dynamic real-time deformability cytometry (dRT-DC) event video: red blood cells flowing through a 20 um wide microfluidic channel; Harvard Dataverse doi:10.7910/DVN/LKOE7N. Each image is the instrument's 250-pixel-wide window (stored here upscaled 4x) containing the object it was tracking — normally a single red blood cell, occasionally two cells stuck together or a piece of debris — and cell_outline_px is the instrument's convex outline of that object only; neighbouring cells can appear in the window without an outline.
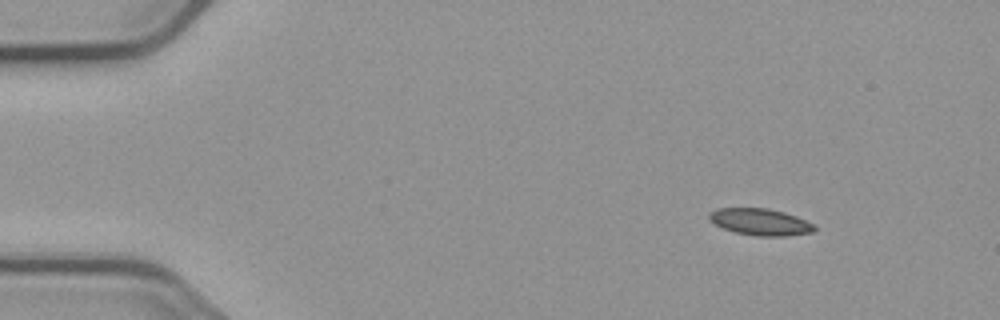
{"species": "common noctule bat (a hibernating species)", "species_latin": "Nyctalus noctula", "temperature_condition": "cold", "stored_images_in_passage": 3, "camera_frame_rate_fps": 3000, "um_per_image_px": 0.085, "animal": {"sex": "male", "body_mass_g": 23.1, "forearm_length_mm": 52.7}, "frame": {"image": 1, "passage_image": 1, "time_ms": 0.0, "image_size_px": [1000, 320], "cell_outline_px": [[816, 228], [812, 232], [784, 236], [756, 236], [736, 232], [724, 228], [708, 220], [708, 212], [716, 208], [768, 208], [784, 212], [796, 216], [816, 224]], "centroid_in_image_um": [64.62, 18.85], "position_along_channel_um": 20.4, "area_um2": 16.47}}
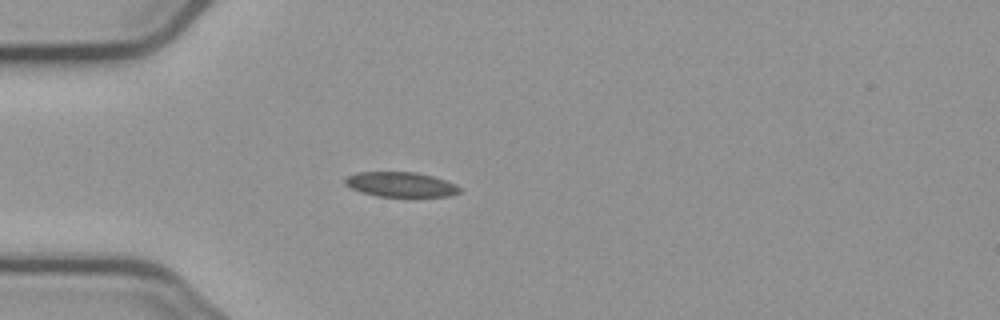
{"frame": {"image": 2, "passage_image": 3, "time_ms": 3.0, "image_size_px": [1000, 320], "cell_outline_px": [[460, 192], [448, 196], [380, 196], [360, 192], [344, 184], [344, 180], [348, 176], [356, 172], [416, 172], [432, 176], [444, 180], [460, 188]], "centroid_in_image_um": [34.01, 15.67], "position_along_channel_um": 51.0, "area_um2": 16.3}}